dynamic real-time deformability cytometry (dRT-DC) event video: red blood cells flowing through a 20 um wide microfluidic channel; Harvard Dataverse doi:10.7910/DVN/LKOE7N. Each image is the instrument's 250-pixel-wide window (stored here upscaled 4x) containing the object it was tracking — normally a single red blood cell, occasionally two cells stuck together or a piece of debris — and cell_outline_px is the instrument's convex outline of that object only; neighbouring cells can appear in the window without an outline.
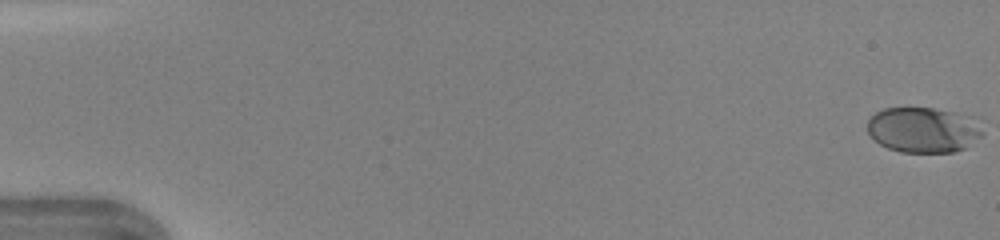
{"species": "human", "species_latin": "Homo sapiens", "temperature_condition": "warm", "stored_images_in_passage": 47, "camera_frame_rate_fps": 3000, "um_per_image_px": 0.085, "donor": {"sex": "female"}, "frame": {"image": 1, "passage_image": 1, "time_ms": 0.0, "image_size_px": [1000, 240], "cell_outline_px": [[984, 136], [964, 148], [952, 152], [900, 152], [888, 148], [880, 144], [868, 132], [868, 120], [876, 112], [884, 108], [932, 108], [956, 112], [976, 116], [984, 132]], "centroid_in_image_um": [78.55, 11.03], "position_along_channel_um": 6.4, "area_um2": 30.81}}
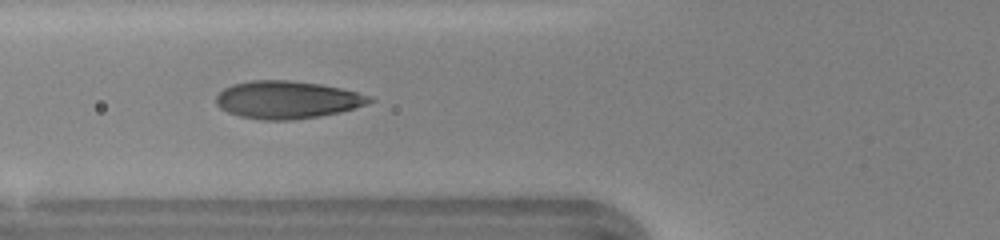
{"frame": {"image": 2, "passage_image": 19, "time_ms": 6.0, "image_size_px": [1000, 240], "cell_outline_px": [[376, 100], [340, 112], [320, 116], [292, 120], [264, 120], [240, 116], [228, 112], [220, 108], [216, 104], [216, 96], [224, 88], [232, 84], [252, 80], [288, 80], [320, 84], [340, 88], [356, 92], [368, 96]], "centroid_in_image_um": [24.36, 8.48], "position_along_channel_um": 101.4, "area_um2": 33.41}}
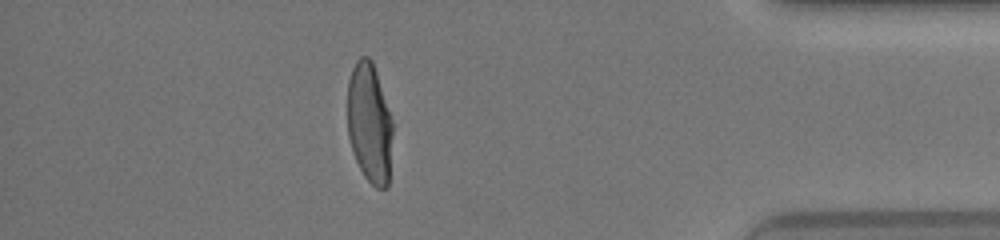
{"frame": {"image": 3, "passage_image": 42, "time_ms": 13.667, "image_size_px": [1000, 240], "cell_outline_px": [[392, 132], [388, 188], [376, 188], [364, 176], [356, 160], [348, 136], [348, 80], [352, 68], [356, 60], [360, 56], [368, 56], [372, 60], [392, 120]], "centroid_in_image_um": [31.4, 10.45], "position_along_channel_um": 403.8, "area_um2": 31.39}, "authors_computed_cell_mechanics": {"area_um2": 33.0038, "velocity_mm_per_s": 4.3913, "shape_relaxation_time_tau1_ms": 3.413, "shape_relaxation_time_tau2_ms": null, "deformation_change_tau1": 0.1774, "deformation_change_tau2": null}}